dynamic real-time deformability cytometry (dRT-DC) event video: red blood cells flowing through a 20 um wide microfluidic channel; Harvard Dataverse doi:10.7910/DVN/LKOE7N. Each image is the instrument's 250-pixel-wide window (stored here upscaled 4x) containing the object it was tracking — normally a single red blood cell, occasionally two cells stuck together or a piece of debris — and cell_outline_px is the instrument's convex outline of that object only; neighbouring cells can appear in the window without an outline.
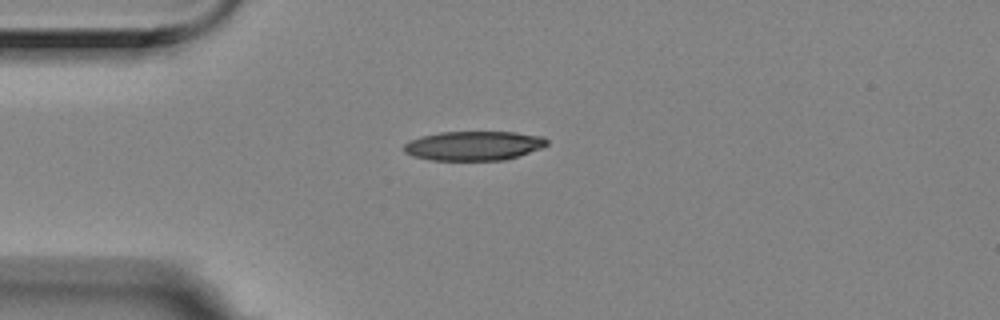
{"species": "Egyptian fruit bat (a non-hibernating species)", "species_latin": "Rousettus aegyptiacus", "temperature_condition": "room temperature", "stored_images_in_passage": 2, "camera_frame_rate_fps": 3000, "um_per_image_px": 0.085, "animal": {"sex": "female"}, "frame": {"image": 1, "passage_image": 2, "time_ms": 0.333, "image_size_px": [1000, 320], "cell_outline_px": [[548, 144], [540, 148], [504, 160], [432, 160], [412, 156], [404, 152], [400, 148], [408, 140], [420, 136], [440, 132], [516, 132], [544, 136], [548, 140]], "centroid_in_image_um": [40.21, 12.38], "position_along_channel_um": 44.8, "area_um2": 24.57}}